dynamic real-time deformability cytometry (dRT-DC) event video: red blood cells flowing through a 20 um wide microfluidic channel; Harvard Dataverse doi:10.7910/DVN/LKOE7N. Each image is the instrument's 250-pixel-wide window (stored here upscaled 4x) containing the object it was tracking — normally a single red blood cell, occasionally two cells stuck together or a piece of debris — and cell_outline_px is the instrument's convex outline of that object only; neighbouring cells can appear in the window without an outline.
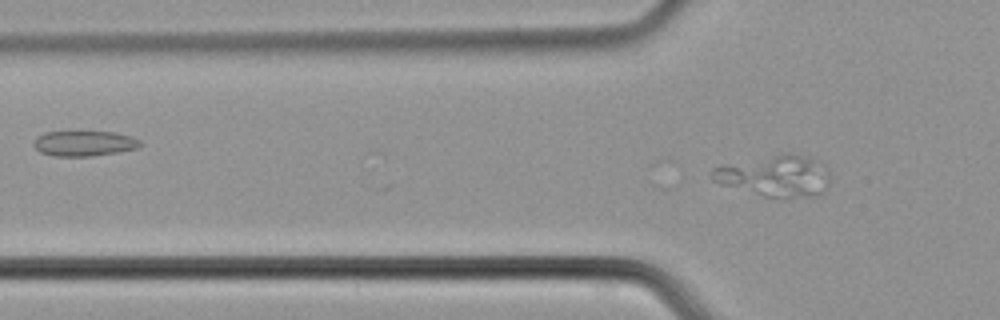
{"species": "common noctule bat (a hibernating species)", "species_latin": "Nyctalus noctula", "temperature_condition": "cold", "stored_images_in_passage": 7, "camera_frame_rate_fps": 3000, "um_per_image_px": 0.085, "animal": {"sex": "male", "body_mass_g": 21.5, "forearm_length_mm": 52.0}, "frame": {"image": 1, "passage_image": 7, "time_ms": 2.0, "image_size_px": [1000, 320], "cell_outline_px": [[828, 188], [820, 196], [764, 196], [720, 184], [712, 180], [712, 168], [720, 164], [788, 152], [820, 160], [828, 168]], "centroid_in_image_um": [65.89, 14.92], "position_along_channel_um": 59.9, "area_um2": 28.55}}